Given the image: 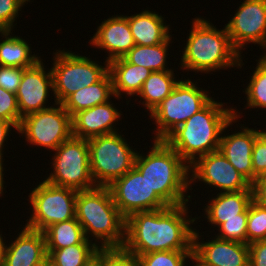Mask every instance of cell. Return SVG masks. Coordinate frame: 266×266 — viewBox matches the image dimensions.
<instances>
[{
  "label": "cell",
  "instance_id": "cell-46",
  "mask_svg": "<svg viewBox=\"0 0 266 266\" xmlns=\"http://www.w3.org/2000/svg\"><path fill=\"white\" fill-rule=\"evenodd\" d=\"M88 266H101V264L95 259L93 262H91Z\"/></svg>",
  "mask_w": 266,
  "mask_h": 266
},
{
  "label": "cell",
  "instance_id": "cell-7",
  "mask_svg": "<svg viewBox=\"0 0 266 266\" xmlns=\"http://www.w3.org/2000/svg\"><path fill=\"white\" fill-rule=\"evenodd\" d=\"M123 136L119 131L88 139L91 176L96 186L108 187L134 167L139 148Z\"/></svg>",
  "mask_w": 266,
  "mask_h": 266
},
{
  "label": "cell",
  "instance_id": "cell-10",
  "mask_svg": "<svg viewBox=\"0 0 266 266\" xmlns=\"http://www.w3.org/2000/svg\"><path fill=\"white\" fill-rule=\"evenodd\" d=\"M50 152L49 175L43 178L50 184L72 188L77 191L96 187L90 170L88 139L72 136ZM53 155V156H52Z\"/></svg>",
  "mask_w": 266,
  "mask_h": 266
},
{
  "label": "cell",
  "instance_id": "cell-19",
  "mask_svg": "<svg viewBox=\"0 0 266 266\" xmlns=\"http://www.w3.org/2000/svg\"><path fill=\"white\" fill-rule=\"evenodd\" d=\"M112 98L105 103L81 110L72 116V134L74 137L90 139L95 136L119 132V121L123 113L116 108Z\"/></svg>",
  "mask_w": 266,
  "mask_h": 266
},
{
  "label": "cell",
  "instance_id": "cell-34",
  "mask_svg": "<svg viewBox=\"0 0 266 266\" xmlns=\"http://www.w3.org/2000/svg\"><path fill=\"white\" fill-rule=\"evenodd\" d=\"M101 266H140L138 257L121 248H99L95 258Z\"/></svg>",
  "mask_w": 266,
  "mask_h": 266
},
{
  "label": "cell",
  "instance_id": "cell-14",
  "mask_svg": "<svg viewBox=\"0 0 266 266\" xmlns=\"http://www.w3.org/2000/svg\"><path fill=\"white\" fill-rule=\"evenodd\" d=\"M239 109L237 110V106L233 107L234 117L231 118L223 128L218 150L227 158L235 169L252 184L257 179L252 167V149L255 139L265 129L256 128L257 126L249 128L248 125L245 126L246 123L240 124L239 122L242 121H239V119L246 115H242L241 108ZM237 122L241 127L236 124ZM234 124L237 125L238 132L236 131V127L235 131H232ZM227 128H231V130Z\"/></svg>",
  "mask_w": 266,
  "mask_h": 266
},
{
  "label": "cell",
  "instance_id": "cell-20",
  "mask_svg": "<svg viewBox=\"0 0 266 266\" xmlns=\"http://www.w3.org/2000/svg\"><path fill=\"white\" fill-rule=\"evenodd\" d=\"M214 195V197H213ZM211 197V198H210ZM209 197L208 201H206V206L198 207L200 210H203V215L198 216L195 215L196 224L197 221H205L213 228L211 232H215L222 223L227 221V219L232 218H240V214H242L250 205L253 200V191L252 190H243L236 192H223V193H212ZM203 216V217H202ZM203 218V219H202ZM205 219V220H204ZM215 228V229H214Z\"/></svg>",
  "mask_w": 266,
  "mask_h": 266
},
{
  "label": "cell",
  "instance_id": "cell-9",
  "mask_svg": "<svg viewBox=\"0 0 266 266\" xmlns=\"http://www.w3.org/2000/svg\"><path fill=\"white\" fill-rule=\"evenodd\" d=\"M43 180V181H42ZM31 186L28 194L30 208L24 226L44 232L50 225L75 218L76 196L72 188L56 186L44 179Z\"/></svg>",
  "mask_w": 266,
  "mask_h": 266
},
{
  "label": "cell",
  "instance_id": "cell-22",
  "mask_svg": "<svg viewBox=\"0 0 266 266\" xmlns=\"http://www.w3.org/2000/svg\"><path fill=\"white\" fill-rule=\"evenodd\" d=\"M124 16L128 19L136 45L152 46L163 43L173 32L170 29L172 26L169 23L166 24V17L153 9L147 8L138 13Z\"/></svg>",
  "mask_w": 266,
  "mask_h": 266
},
{
  "label": "cell",
  "instance_id": "cell-33",
  "mask_svg": "<svg viewBox=\"0 0 266 266\" xmlns=\"http://www.w3.org/2000/svg\"><path fill=\"white\" fill-rule=\"evenodd\" d=\"M247 218L248 208L240 214V218L227 219L222 223L216 232H213L214 236L221 240L237 241L247 244Z\"/></svg>",
  "mask_w": 266,
  "mask_h": 266
},
{
  "label": "cell",
  "instance_id": "cell-28",
  "mask_svg": "<svg viewBox=\"0 0 266 266\" xmlns=\"http://www.w3.org/2000/svg\"><path fill=\"white\" fill-rule=\"evenodd\" d=\"M98 249L92 241L85 239L81 244L46 251L51 266H88L95 260Z\"/></svg>",
  "mask_w": 266,
  "mask_h": 266
},
{
  "label": "cell",
  "instance_id": "cell-31",
  "mask_svg": "<svg viewBox=\"0 0 266 266\" xmlns=\"http://www.w3.org/2000/svg\"><path fill=\"white\" fill-rule=\"evenodd\" d=\"M192 254L193 251H159L140 255L138 259L140 266H189Z\"/></svg>",
  "mask_w": 266,
  "mask_h": 266
},
{
  "label": "cell",
  "instance_id": "cell-13",
  "mask_svg": "<svg viewBox=\"0 0 266 266\" xmlns=\"http://www.w3.org/2000/svg\"><path fill=\"white\" fill-rule=\"evenodd\" d=\"M237 7L225 24L233 47L242 55L251 43L257 44L266 54V0H243Z\"/></svg>",
  "mask_w": 266,
  "mask_h": 266
},
{
  "label": "cell",
  "instance_id": "cell-40",
  "mask_svg": "<svg viewBox=\"0 0 266 266\" xmlns=\"http://www.w3.org/2000/svg\"><path fill=\"white\" fill-rule=\"evenodd\" d=\"M251 187L253 191V200L266 206V175L257 177Z\"/></svg>",
  "mask_w": 266,
  "mask_h": 266
},
{
  "label": "cell",
  "instance_id": "cell-39",
  "mask_svg": "<svg viewBox=\"0 0 266 266\" xmlns=\"http://www.w3.org/2000/svg\"><path fill=\"white\" fill-rule=\"evenodd\" d=\"M249 246V266H266V240L255 241Z\"/></svg>",
  "mask_w": 266,
  "mask_h": 266
},
{
  "label": "cell",
  "instance_id": "cell-37",
  "mask_svg": "<svg viewBox=\"0 0 266 266\" xmlns=\"http://www.w3.org/2000/svg\"><path fill=\"white\" fill-rule=\"evenodd\" d=\"M252 167L257 177L266 175V130L255 139L252 149Z\"/></svg>",
  "mask_w": 266,
  "mask_h": 266
},
{
  "label": "cell",
  "instance_id": "cell-44",
  "mask_svg": "<svg viewBox=\"0 0 266 266\" xmlns=\"http://www.w3.org/2000/svg\"><path fill=\"white\" fill-rule=\"evenodd\" d=\"M189 266H212L209 264H204L194 253L192 254Z\"/></svg>",
  "mask_w": 266,
  "mask_h": 266
},
{
  "label": "cell",
  "instance_id": "cell-15",
  "mask_svg": "<svg viewBox=\"0 0 266 266\" xmlns=\"http://www.w3.org/2000/svg\"><path fill=\"white\" fill-rule=\"evenodd\" d=\"M108 187L115 205L125 218L135 212L168 207L155 191L151 190L146 178L135 166Z\"/></svg>",
  "mask_w": 266,
  "mask_h": 266
},
{
  "label": "cell",
  "instance_id": "cell-35",
  "mask_svg": "<svg viewBox=\"0 0 266 266\" xmlns=\"http://www.w3.org/2000/svg\"><path fill=\"white\" fill-rule=\"evenodd\" d=\"M32 0H0V31L13 30L17 26L25 4L27 5ZM16 22V23H15Z\"/></svg>",
  "mask_w": 266,
  "mask_h": 266
},
{
  "label": "cell",
  "instance_id": "cell-5",
  "mask_svg": "<svg viewBox=\"0 0 266 266\" xmlns=\"http://www.w3.org/2000/svg\"><path fill=\"white\" fill-rule=\"evenodd\" d=\"M75 218L81 224L85 238L98 248L123 247L126 218L115 205L109 187L78 191Z\"/></svg>",
  "mask_w": 266,
  "mask_h": 266
},
{
  "label": "cell",
  "instance_id": "cell-6",
  "mask_svg": "<svg viewBox=\"0 0 266 266\" xmlns=\"http://www.w3.org/2000/svg\"><path fill=\"white\" fill-rule=\"evenodd\" d=\"M175 85L172 92L149 114L154 126L153 140H165L193 114L203 109L214 97L207 88L200 87L201 79L193 80L191 75ZM198 81V82H197ZM199 86V87H198ZM206 89V90H205ZM154 120V121H153Z\"/></svg>",
  "mask_w": 266,
  "mask_h": 266
},
{
  "label": "cell",
  "instance_id": "cell-41",
  "mask_svg": "<svg viewBox=\"0 0 266 266\" xmlns=\"http://www.w3.org/2000/svg\"><path fill=\"white\" fill-rule=\"evenodd\" d=\"M13 129V130H12ZM15 132L17 134V128L9 121L0 118V155H5L4 150L5 142L7 143L11 134Z\"/></svg>",
  "mask_w": 266,
  "mask_h": 266
},
{
  "label": "cell",
  "instance_id": "cell-38",
  "mask_svg": "<svg viewBox=\"0 0 266 266\" xmlns=\"http://www.w3.org/2000/svg\"><path fill=\"white\" fill-rule=\"evenodd\" d=\"M24 68L0 65V87L16 94Z\"/></svg>",
  "mask_w": 266,
  "mask_h": 266
},
{
  "label": "cell",
  "instance_id": "cell-32",
  "mask_svg": "<svg viewBox=\"0 0 266 266\" xmlns=\"http://www.w3.org/2000/svg\"><path fill=\"white\" fill-rule=\"evenodd\" d=\"M247 244L266 240V206L252 200L248 207Z\"/></svg>",
  "mask_w": 266,
  "mask_h": 266
},
{
  "label": "cell",
  "instance_id": "cell-21",
  "mask_svg": "<svg viewBox=\"0 0 266 266\" xmlns=\"http://www.w3.org/2000/svg\"><path fill=\"white\" fill-rule=\"evenodd\" d=\"M18 228L14 240L6 241L4 266H33L43 261L48 256L44 233L24 225Z\"/></svg>",
  "mask_w": 266,
  "mask_h": 266
},
{
  "label": "cell",
  "instance_id": "cell-25",
  "mask_svg": "<svg viewBox=\"0 0 266 266\" xmlns=\"http://www.w3.org/2000/svg\"><path fill=\"white\" fill-rule=\"evenodd\" d=\"M14 33L15 30L0 31V65L20 68L33 66L42 57L39 53H32L34 49L28 43L29 40Z\"/></svg>",
  "mask_w": 266,
  "mask_h": 266
},
{
  "label": "cell",
  "instance_id": "cell-42",
  "mask_svg": "<svg viewBox=\"0 0 266 266\" xmlns=\"http://www.w3.org/2000/svg\"><path fill=\"white\" fill-rule=\"evenodd\" d=\"M4 155H0V199L1 198H3V195H4V193H6L5 191V189H6V185H5V180H4V176H5V171H8V169L7 170H5L6 169V167H4V166H6L5 165V159H4ZM5 187V188H4Z\"/></svg>",
  "mask_w": 266,
  "mask_h": 266
},
{
  "label": "cell",
  "instance_id": "cell-3",
  "mask_svg": "<svg viewBox=\"0 0 266 266\" xmlns=\"http://www.w3.org/2000/svg\"><path fill=\"white\" fill-rule=\"evenodd\" d=\"M151 144L147 153L137 151L134 166L168 206L190 203L189 165L165 140Z\"/></svg>",
  "mask_w": 266,
  "mask_h": 266
},
{
  "label": "cell",
  "instance_id": "cell-17",
  "mask_svg": "<svg viewBox=\"0 0 266 266\" xmlns=\"http://www.w3.org/2000/svg\"><path fill=\"white\" fill-rule=\"evenodd\" d=\"M196 228L193 232L192 249L193 253L204 264L212 266H249L248 244L221 240L216 238L212 233L211 235L205 234L204 232L201 233ZM204 234L208 237H206V241H204ZM210 236L211 238H209Z\"/></svg>",
  "mask_w": 266,
  "mask_h": 266
},
{
  "label": "cell",
  "instance_id": "cell-29",
  "mask_svg": "<svg viewBox=\"0 0 266 266\" xmlns=\"http://www.w3.org/2000/svg\"><path fill=\"white\" fill-rule=\"evenodd\" d=\"M46 250H57L81 244L86 238L76 218L50 225L44 232Z\"/></svg>",
  "mask_w": 266,
  "mask_h": 266
},
{
  "label": "cell",
  "instance_id": "cell-11",
  "mask_svg": "<svg viewBox=\"0 0 266 266\" xmlns=\"http://www.w3.org/2000/svg\"><path fill=\"white\" fill-rule=\"evenodd\" d=\"M53 106L33 112L22 117L17 134L25 145L37 146L53 152L60 144L70 139L72 134V117L63 105L52 102ZM24 137V138H23Z\"/></svg>",
  "mask_w": 266,
  "mask_h": 266
},
{
  "label": "cell",
  "instance_id": "cell-18",
  "mask_svg": "<svg viewBox=\"0 0 266 266\" xmlns=\"http://www.w3.org/2000/svg\"><path fill=\"white\" fill-rule=\"evenodd\" d=\"M103 20L95 29L94 35L90 37L89 44L95 49L105 50L104 60L109 63L124 57L136 43L124 14L117 13Z\"/></svg>",
  "mask_w": 266,
  "mask_h": 266
},
{
  "label": "cell",
  "instance_id": "cell-45",
  "mask_svg": "<svg viewBox=\"0 0 266 266\" xmlns=\"http://www.w3.org/2000/svg\"><path fill=\"white\" fill-rule=\"evenodd\" d=\"M33 266H51L50 259L47 256L43 261L33 265Z\"/></svg>",
  "mask_w": 266,
  "mask_h": 266
},
{
  "label": "cell",
  "instance_id": "cell-27",
  "mask_svg": "<svg viewBox=\"0 0 266 266\" xmlns=\"http://www.w3.org/2000/svg\"><path fill=\"white\" fill-rule=\"evenodd\" d=\"M173 36L174 34H171L165 42L152 46L135 45L124 58L129 63L143 66L152 72L175 70L171 65L168 67L170 62L168 61L170 59L168 55H171L168 52L171 47L170 45L174 42L172 40L176 38Z\"/></svg>",
  "mask_w": 266,
  "mask_h": 266
},
{
  "label": "cell",
  "instance_id": "cell-23",
  "mask_svg": "<svg viewBox=\"0 0 266 266\" xmlns=\"http://www.w3.org/2000/svg\"><path fill=\"white\" fill-rule=\"evenodd\" d=\"M108 71L112 78L113 93L118 98L125 95L126 104L141 91L144 81L152 73L151 70L136 64L129 63L124 57L108 63ZM129 97V99H128Z\"/></svg>",
  "mask_w": 266,
  "mask_h": 266
},
{
  "label": "cell",
  "instance_id": "cell-4",
  "mask_svg": "<svg viewBox=\"0 0 266 266\" xmlns=\"http://www.w3.org/2000/svg\"><path fill=\"white\" fill-rule=\"evenodd\" d=\"M227 104L213 98L165 139L188 165L219 149L223 128L234 117V105Z\"/></svg>",
  "mask_w": 266,
  "mask_h": 266
},
{
  "label": "cell",
  "instance_id": "cell-30",
  "mask_svg": "<svg viewBox=\"0 0 266 266\" xmlns=\"http://www.w3.org/2000/svg\"><path fill=\"white\" fill-rule=\"evenodd\" d=\"M257 63L256 67H253L250 72L249 81L246 82V86L243 90L245 94L246 105L243 110L252 111V109L265 110L266 112V54L260 55L258 59H255ZM259 109V110H258ZM266 115V114H265Z\"/></svg>",
  "mask_w": 266,
  "mask_h": 266
},
{
  "label": "cell",
  "instance_id": "cell-12",
  "mask_svg": "<svg viewBox=\"0 0 266 266\" xmlns=\"http://www.w3.org/2000/svg\"><path fill=\"white\" fill-rule=\"evenodd\" d=\"M198 182H200L199 184L203 183L204 186L206 185L205 187L208 190H205V192L207 191V193L213 192L215 189L216 193L252 190V184L235 169L219 150L203 155L189 165L191 204L193 200L192 186L196 187L195 185Z\"/></svg>",
  "mask_w": 266,
  "mask_h": 266
},
{
  "label": "cell",
  "instance_id": "cell-24",
  "mask_svg": "<svg viewBox=\"0 0 266 266\" xmlns=\"http://www.w3.org/2000/svg\"><path fill=\"white\" fill-rule=\"evenodd\" d=\"M111 98H113V100L115 99V101L123 99L114 96L112 78L108 71L98 82L83 87L70 95L62 105L72 117L81 110L108 102Z\"/></svg>",
  "mask_w": 266,
  "mask_h": 266
},
{
  "label": "cell",
  "instance_id": "cell-43",
  "mask_svg": "<svg viewBox=\"0 0 266 266\" xmlns=\"http://www.w3.org/2000/svg\"><path fill=\"white\" fill-rule=\"evenodd\" d=\"M2 234V231L0 230V266H4V260H5V250H6V236Z\"/></svg>",
  "mask_w": 266,
  "mask_h": 266
},
{
  "label": "cell",
  "instance_id": "cell-1",
  "mask_svg": "<svg viewBox=\"0 0 266 266\" xmlns=\"http://www.w3.org/2000/svg\"><path fill=\"white\" fill-rule=\"evenodd\" d=\"M191 204L135 212L126 218L123 248L137 257L159 251H193L196 218Z\"/></svg>",
  "mask_w": 266,
  "mask_h": 266
},
{
  "label": "cell",
  "instance_id": "cell-36",
  "mask_svg": "<svg viewBox=\"0 0 266 266\" xmlns=\"http://www.w3.org/2000/svg\"><path fill=\"white\" fill-rule=\"evenodd\" d=\"M0 118L11 122L17 129L22 117L17 104L16 94L0 87Z\"/></svg>",
  "mask_w": 266,
  "mask_h": 266
},
{
  "label": "cell",
  "instance_id": "cell-26",
  "mask_svg": "<svg viewBox=\"0 0 266 266\" xmlns=\"http://www.w3.org/2000/svg\"><path fill=\"white\" fill-rule=\"evenodd\" d=\"M177 70L169 71H155L144 81L141 91L135 97V103L140 98L139 104L145 108V112L149 115L174 89L175 85L179 82L174 72ZM176 76V77H175Z\"/></svg>",
  "mask_w": 266,
  "mask_h": 266
},
{
  "label": "cell",
  "instance_id": "cell-16",
  "mask_svg": "<svg viewBox=\"0 0 266 266\" xmlns=\"http://www.w3.org/2000/svg\"><path fill=\"white\" fill-rule=\"evenodd\" d=\"M44 62L45 60L41 58L33 66L23 70L21 83L16 92L21 117L53 106L49 101L51 99L56 101L52 71Z\"/></svg>",
  "mask_w": 266,
  "mask_h": 266
},
{
  "label": "cell",
  "instance_id": "cell-8",
  "mask_svg": "<svg viewBox=\"0 0 266 266\" xmlns=\"http://www.w3.org/2000/svg\"><path fill=\"white\" fill-rule=\"evenodd\" d=\"M51 71L54 95L62 104L70 95L98 82L108 72V62L93 60L92 57L63 48L52 54ZM102 63V65L100 64ZM104 65V66H103Z\"/></svg>",
  "mask_w": 266,
  "mask_h": 266
},
{
  "label": "cell",
  "instance_id": "cell-2",
  "mask_svg": "<svg viewBox=\"0 0 266 266\" xmlns=\"http://www.w3.org/2000/svg\"><path fill=\"white\" fill-rule=\"evenodd\" d=\"M206 17L192 18L189 34L184 38L180 71L196 74H213L220 70L238 68L245 65L244 57L233 47L226 27L219 29ZM244 61V62H243ZM180 65V66H179Z\"/></svg>",
  "mask_w": 266,
  "mask_h": 266
}]
</instances>
